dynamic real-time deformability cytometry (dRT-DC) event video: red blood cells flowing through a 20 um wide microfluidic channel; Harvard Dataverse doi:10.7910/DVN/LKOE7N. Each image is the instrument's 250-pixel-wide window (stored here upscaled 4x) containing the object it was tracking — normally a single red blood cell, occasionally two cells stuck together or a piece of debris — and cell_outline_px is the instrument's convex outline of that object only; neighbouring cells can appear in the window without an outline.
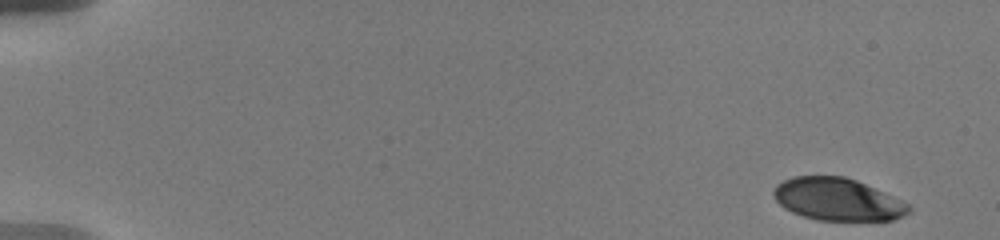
{"species": "human", "species_latin": "Homo sapiens", "temperature_condition": "warm", "stored_images_in_passage": 28, "camera_frame_rate_fps": 3000, "um_per_image_px": 0.085, "donor": {"sex": "male"}, "frame": {"image": 1, "passage_image": 1, "time_ms": 0.0, "image_size_px": [1000, 240], "cell_outline_px": [[912, 208], [908, 212], [892, 220], [816, 220], [792, 212], [784, 208], [772, 196], [772, 192], [776, 184], [792, 176], [844, 176], [856, 180], [892, 196], [908, 204]], "centroid_in_image_um": [71.13, 16.94], "position_along_channel_um": 13.9, "area_um2": 33.18}}
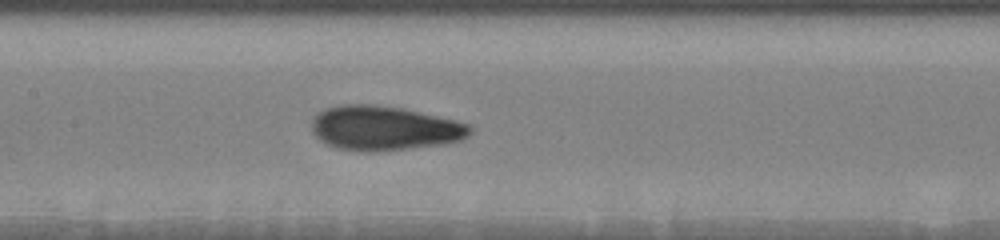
{"frame": {"image": 2, "passage_image": 14, "time_ms": 8.667, "image_size_px": [1000, 240], "cell_outline_px": [[472, 132], [464, 140], [444, 144], [412, 148], [368, 152], [336, 148], [320, 140], [312, 132], [312, 120], [324, 108], [340, 104], [376, 104], [400, 108], [456, 120], [472, 124]], "centroid_in_image_um": [32.69, 10.89], "position_along_channel_um": 174.7, "area_um2": 41.21}}
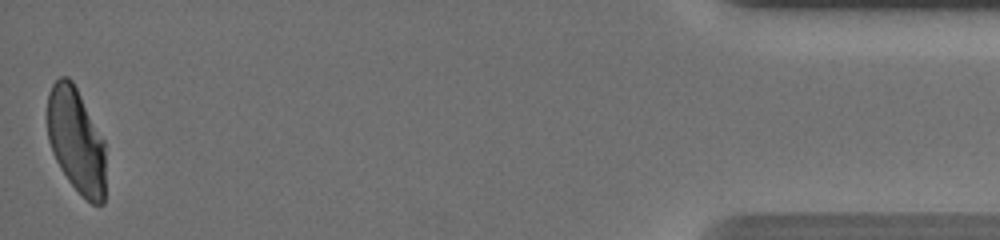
{"frame": {"image": 3, "passage_image": 28, "time_ms": 17.667, "image_size_px": [1000, 240], "cell_outline_px": [[104, 204], [92, 204], [68, 180], [60, 168], [52, 152], [48, 140], [48, 92], [52, 84], [60, 76], [68, 76], [72, 80], [104, 140]], "centroid_in_image_um": [6.46, 11.92], "position_along_channel_um": 428.7, "area_um2": 35.26}, "authors_computed_cell_mechanics": {"area_um2": 39.2751, "velocity_mm_per_s": 3.6516, "shape_relaxation_time_tau1_ms": 4.6389, "shape_relaxation_time_tau2_ms": 1.1244, "deformation_change_tau1": 0.1873, "deformation_change_tau2": 0.0684}}